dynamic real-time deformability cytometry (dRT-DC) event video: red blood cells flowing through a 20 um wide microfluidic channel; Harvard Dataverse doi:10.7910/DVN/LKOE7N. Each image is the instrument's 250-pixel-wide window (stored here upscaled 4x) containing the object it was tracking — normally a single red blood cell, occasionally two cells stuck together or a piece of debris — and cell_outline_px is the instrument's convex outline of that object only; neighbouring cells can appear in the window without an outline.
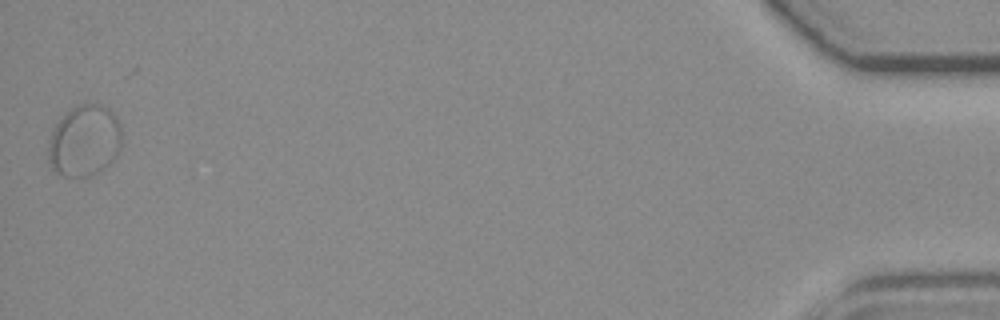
{"species": "common noctule bat (a hibernating species)", "species_latin": "Nyctalus noctula", "temperature_condition": "room temperature", "stored_images_in_passage": 56, "segment_of_instrument_passage": [2, 2], "camera_frame_rate_fps": 3000, "um_per_image_px": 0.085, "animal": {"sex": "female", "body_mass_g": 19.3, "forearm_length_mm": 54.1}, "frame": {"image": 1, "passage_image": 55, "time_ms": 18.0, "image_size_px": [1000, 320], "cell_outline_px": [[124, 144], [120, 152], [100, 172], [88, 176], [64, 176], [52, 172], [48, 160], [48, 140], [52, 128], [76, 104], [104, 104], [116, 116], [120, 124]], "centroid_in_image_um": [7.19, 11.98], "position_along_channel_um": 428.0, "area_um2": 31.27}}